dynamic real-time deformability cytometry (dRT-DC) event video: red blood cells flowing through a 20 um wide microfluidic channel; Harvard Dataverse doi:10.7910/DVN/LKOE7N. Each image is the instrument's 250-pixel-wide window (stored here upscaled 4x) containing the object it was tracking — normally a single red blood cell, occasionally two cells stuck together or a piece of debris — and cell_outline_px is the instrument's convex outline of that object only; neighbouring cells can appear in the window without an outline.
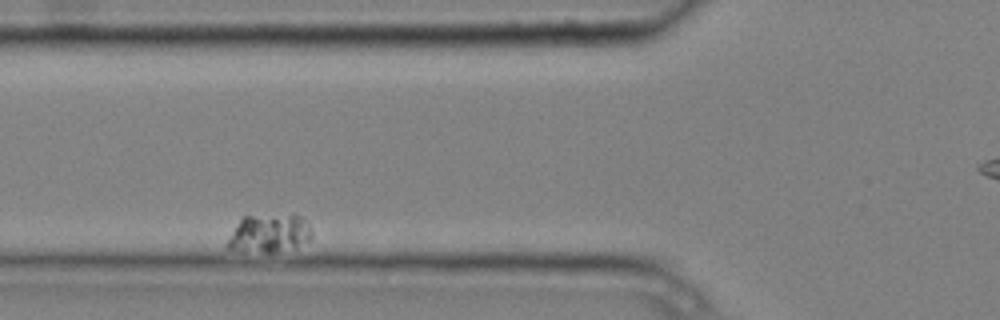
{"species": "common noctule bat (a hibernating species)", "species_latin": "Nyctalus noctula", "temperature_condition": "cold", "stored_images_in_passage": 8, "camera_frame_rate_fps": 3000, "um_per_image_px": 0.085, "animal": {"sex": "male", "body_mass_g": 20.4}, "frame": {"image": 1, "passage_image": 4, "time_ms": 1.0, "image_size_px": [1000, 320], "cell_outline_px": [[312, 236], [308, 240], [296, 248], [276, 252], [264, 252], [224, 248], [224, 244], [240, 220], [244, 216], [300, 216], [308, 224], [312, 232]], "centroid_in_image_um": [22.87, 19.87], "position_along_channel_um": 102.9, "area_um2": 18.44}}
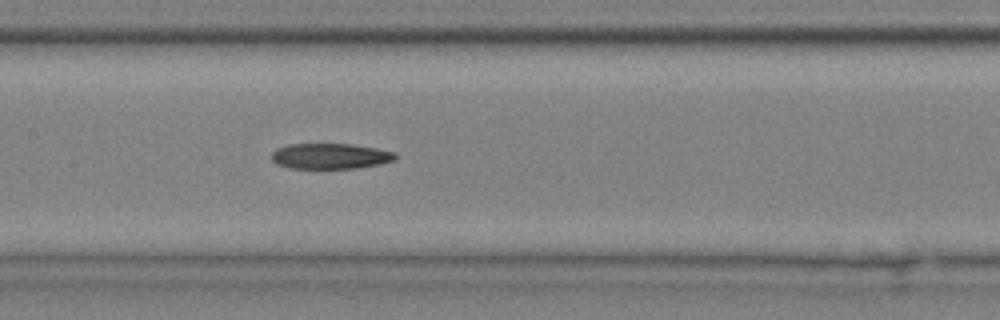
{"frame": {"image": 2, "passage_image": 8, "time_ms": 2.333, "image_size_px": [1000, 320], "cell_outline_px": [[396, 160], [380, 164], [356, 168], [288, 168], [276, 164], [272, 160], [272, 152], [276, 148], [288, 144], [352, 144], [376, 148], [396, 152]], "centroid_in_image_um": [28.07, 13.27], "position_along_channel_um": 179.3, "area_um2": 18.55}}